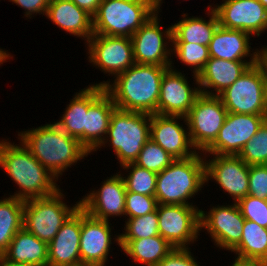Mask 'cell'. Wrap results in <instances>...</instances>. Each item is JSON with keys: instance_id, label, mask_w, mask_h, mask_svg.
Here are the masks:
<instances>
[{"instance_id": "1", "label": "cell", "mask_w": 267, "mask_h": 266, "mask_svg": "<svg viewBox=\"0 0 267 266\" xmlns=\"http://www.w3.org/2000/svg\"><path fill=\"white\" fill-rule=\"evenodd\" d=\"M168 68L135 63L112 80L89 85L103 86L118 109L157 114L161 81Z\"/></svg>"}, {"instance_id": "2", "label": "cell", "mask_w": 267, "mask_h": 266, "mask_svg": "<svg viewBox=\"0 0 267 266\" xmlns=\"http://www.w3.org/2000/svg\"><path fill=\"white\" fill-rule=\"evenodd\" d=\"M16 138L57 180L68 168L91 155L78 139L66 134L53 122L18 131Z\"/></svg>"}, {"instance_id": "3", "label": "cell", "mask_w": 267, "mask_h": 266, "mask_svg": "<svg viewBox=\"0 0 267 266\" xmlns=\"http://www.w3.org/2000/svg\"><path fill=\"white\" fill-rule=\"evenodd\" d=\"M0 167L19 187L8 196L26 201L53 195L61 189L57 178L36 160L21 141L15 144L9 138L0 139Z\"/></svg>"}, {"instance_id": "4", "label": "cell", "mask_w": 267, "mask_h": 266, "mask_svg": "<svg viewBox=\"0 0 267 266\" xmlns=\"http://www.w3.org/2000/svg\"><path fill=\"white\" fill-rule=\"evenodd\" d=\"M205 185L204 155L197 152L187 159H175L157 173L155 198L162 205L196 206L190 199L202 192Z\"/></svg>"}, {"instance_id": "5", "label": "cell", "mask_w": 267, "mask_h": 266, "mask_svg": "<svg viewBox=\"0 0 267 266\" xmlns=\"http://www.w3.org/2000/svg\"><path fill=\"white\" fill-rule=\"evenodd\" d=\"M164 0H102L93 16V33L131 36L157 11Z\"/></svg>"}, {"instance_id": "6", "label": "cell", "mask_w": 267, "mask_h": 266, "mask_svg": "<svg viewBox=\"0 0 267 266\" xmlns=\"http://www.w3.org/2000/svg\"><path fill=\"white\" fill-rule=\"evenodd\" d=\"M150 123L151 114L115 108L106 138L95 151L111 146L120 167L134 163L150 139Z\"/></svg>"}, {"instance_id": "7", "label": "cell", "mask_w": 267, "mask_h": 266, "mask_svg": "<svg viewBox=\"0 0 267 266\" xmlns=\"http://www.w3.org/2000/svg\"><path fill=\"white\" fill-rule=\"evenodd\" d=\"M63 189L53 195L24 202L23 227L39 240L49 244L63 223L80 206V200L71 206L66 202Z\"/></svg>"}, {"instance_id": "8", "label": "cell", "mask_w": 267, "mask_h": 266, "mask_svg": "<svg viewBox=\"0 0 267 266\" xmlns=\"http://www.w3.org/2000/svg\"><path fill=\"white\" fill-rule=\"evenodd\" d=\"M160 12L157 11L130 38L136 64L171 67L172 24L163 29Z\"/></svg>"}, {"instance_id": "9", "label": "cell", "mask_w": 267, "mask_h": 266, "mask_svg": "<svg viewBox=\"0 0 267 266\" xmlns=\"http://www.w3.org/2000/svg\"><path fill=\"white\" fill-rule=\"evenodd\" d=\"M219 97L228 112L267 115V85L255 65L249 66Z\"/></svg>"}, {"instance_id": "10", "label": "cell", "mask_w": 267, "mask_h": 266, "mask_svg": "<svg viewBox=\"0 0 267 266\" xmlns=\"http://www.w3.org/2000/svg\"><path fill=\"white\" fill-rule=\"evenodd\" d=\"M227 109L219 96L200 94L186 116L189 137L198 152H204L217 138Z\"/></svg>"}, {"instance_id": "11", "label": "cell", "mask_w": 267, "mask_h": 266, "mask_svg": "<svg viewBox=\"0 0 267 266\" xmlns=\"http://www.w3.org/2000/svg\"><path fill=\"white\" fill-rule=\"evenodd\" d=\"M200 211L198 206L158 204L159 235L173 248H190L200 239Z\"/></svg>"}, {"instance_id": "12", "label": "cell", "mask_w": 267, "mask_h": 266, "mask_svg": "<svg viewBox=\"0 0 267 266\" xmlns=\"http://www.w3.org/2000/svg\"><path fill=\"white\" fill-rule=\"evenodd\" d=\"M85 48L88 62L112 79L135 64L129 37L93 34Z\"/></svg>"}, {"instance_id": "13", "label": "cell", "mask_w": 267, "mask_h": 266, "mask_svg": "<svg viewBox=\"0 0 267 266\" xmlns=\"http://www.w3.org/2000/svg\"><path fill=\"white\" fill-rule=\"evenodd\" d=\"M210 206L208 212L201 208V232L209 234L216 248L231 252L241 241L245 218L235 202Z\"/></svg>"}, {"instance_id": "14", "label": "cell", "mask_w": 267, "mask_h": 266, "mask_svg": "<svg viewBox=\"0 0 267 266\" xmlns=\"http://www.w3.org/2000/svg\"><path fill=\"white\" fill-rule=\"evenodd\" d=\"M204 161L207 186L214 181L235 203L248 195L249 165L238 155H204Z\"/></svg>"}, {"instance_id": "15", "label": "cell", "mask_w": 267, "mask_h": 266, "mask_svg": "<svg viewBox=\"0 0 267 266\" xmlns=\"http://www.w3.org/2000/svg\"><path fill=\"white\" fill-rule=\"evenodd\" d=\"M177 70L172 62L164 74L160 86L157 114L186 117L201 94L198 77H192L193 85L189 84L187 73ZM196 86H195V85ZM194 86V87H193Z\"/></svg>"}, {"instance_id": "16", "label": "cell", "mask_w": 267, "mask_h": 266, "mask_svg": "<svg viewBox=\"0 0 267 266\" xmlns=\"http://www.w3.org/2000/svg\"><path fill=\"white\" fill-rule=\"evenodd\" d=\"M113 227L109 221L96 219L81 208L80 263L108 266L111 245L116 242L119 246L120 242L119 233L113 236Z\"/></svg>"}, {"instance_id": "17", "label": "cell", "mask_w": 267, "mask_h": 266, "mask_svg": "<svg viewBox=\"0 0 267 266\" xmlns=\"http://www.w3.org/2000/svg\"><path fill=\"white\" fill-rule=\"evenodd\" d=\"M212 4L207 9L215 10L221 27L247 32L253 38L266 32L267 9L258 0H222Z\"/></svg>"}, {"instance_id": "18", "label": "cell", "mask_w": 267, "mask_h": 266, "mask_svg": "<svg viewBox=\"0 0 267 266\" xmlns=\"http://www.w3.org/2000/svg\"><path fill=\"white\" fill-rule=\"evenodd\" d=\"M266 119L267 115L228 112L217 138L203 155H238Z\"/></svg>"}, {"instance_id": "19", "label": "cell", "mask_w": 267, "mask_h": 266, "mask_svg": "<svg viewBox=\"0 0 267 266\" xmlns=\"http://www.w3.org/2000/svg\"><path fill=\"white\" fill-rule=\"evenodd\" d=\"M99 189L93 188L80 200V207L90 216L110 221L111 217H124L126 205V185L118 173L107 176Z\"/></svg>"}, {"instance_id": "20", "label": "cell", "mask_w": 267, "mask_h": 266, "mask_svg": "<svg viewBox=\"0 0 267 266\" xmlns=\"http://www.w3.org/2000/svg\"><path fill=\"white\" fill-rule=\"evenodd\" d=\"M150 139L173 159H187L198 152L190 141L187 119L183 116L151 114Z\"/></svg>"}, {"instance_id": "21", "label": "cell", "mask_w": 267, "mask_h": 266, "mask_svg": "<svg viewBox=\"0 0 267 266\" xmlns=\"http://www.w3.org/2000/svg\"><path fill=\"white\" fill-rule=\"evenodd\" d=\"M116 108L103 86L88 85V111L86 115V149L90 154L105 140L110 119Z\"/></svg>"}, {"instance_id": "22", "label": "cell", "mask_w": 267, "mask_h": 266, "mask_svg": "<svg viewBox=\"0 0 267 266\" xmlns=\"http://www.w3.org/2000/svg\"><path fill=\"white\" fill-rule=\"evenodd\" d=\"M81 207L63 223L48 244V266H68L80 263Z\"/></svg>"}, {"instance_id": "23", "label": "cell", "mask_w": 267, "mask_h": 266, "mask_svg": "<svg viewBox=\"0 0 267 266\" xmlns=\"http://www.w3.org/2000/svg\"><path fill=\"white\" fill-rule=\"evenodd\" d=\"M254 63L255 61H229L209 58L197 76L201 93L219 96Z\"/></svg>"}, {"instance_id": "24", "label": "cell", "mask_w": 267, "mask_h": 266, "mask_svg": "<svg viewBox=\"0 0 267 266\" xmlns=\"http://www.w3.org/2000/svg\"><path fill=\"white\" fill-rule=\"evenodd\" d=\"M46 18L59 29L86 43L93 33V17L71 0H50Z\"/></svg>"}, {"instance_id": "25", "label": "cell", "mask_w": 267, "mask_h": 266, "mask_svg": "<svg viewBox=\"0 0 267 266\" xmlns=\"http://www.w3.org/2000/svg\"><path fill=\"white\" fill-rule=\"evenodd\" d=\"M251 38L247 32L219 25L208 46L209 57L229 61H255L256 49L251 47Z\"/></svg>"}, {"instance_id": "26", "label": "cell", "mask_w": 267, "mask_h": 266, "mask_svg": "<svg viewBox=\"0 0 267 266\" xmlns=\"http://www.w3.org/2000/svg\"><path fill=\"white\" fill-rule=\"evenodd\" d=\"M1 258L12 264L48 266V244L23 227L14 235Z\"/></svg>"}, {"instance_id": "27", "label": "cell", "mask_w": 267, "mask_h": 266, "mask_svg": "<svg viewBox=\"0 0 267 266\" xmlns=\"http://www.w3.org/2000/svg\"><path fill=\"white\" fill-rule=\"evenodd\" d=\"M204 17L181 14L182 19L172 24V42H188L209 46L214 32L219 26L215 10L207 9Z\"/></svg>"}, {"instance_id": "28", "label": "cell", "mask_w": 267, "mask_h": 266, "mask_svg": "<svg viewBox=\"0 0 267 266\" xmlns=\"http://www.w3.org/2000/svg\"><path fill=\"white\" fill-rule=\"evenodd\" d=\"M120 251L130 257L132 263L142 266L158 265L174 248L160 235L142 239H120Z\"/></svg>"}, {"instance_id": "29", "label": "cell", "mask_w": 267, "mask_h": 266, "mask_svg": "<svg viewBox=\"0 0 267 266\" xmlns=\"http://www.w3.org/2000/svg\"><path fill=\"white\" fill-rule=\"evenodd\" d=\"M232 252L235 261L263 265L267 261V228L245 219L241 241Z\"/></svg>"}, {"instance_id": "30", "label": "cell", "mask_w": 267, "mask_h": 266, "mask_svg": "<svg viewBox=\"0 0 267 266\" xmlns=\"http://www.w3.org/2000/svg\"><path fill=\"white\" fill-rule=\"evenodd\" d=\"M64 108L60 119L54 123L66 134L76 138L86 148V115L88 111V86L79 89Z\"/></svg>"}, {"instance_id": "31", "label": "cell", "mask_w": 267, "mask_h": 266, "mask_svg": "<svg viewBox=\"0 0 267 266\" xmlns=\"http://www.w3.org/2000/svg\"><path fill=\"white\" fill-rule=\"evenodd\" d=\"M24 202L5 195L0 199V257L7 250L14 235L23 228Z\"/></svg>"}, {"instance_id": "32", "label": "cell", "mask_w": 267, "mask_h": 266, "mask_svg": "<svg viewBox=\"0 0 267 266\" xmlns=\"http://www.w3.org/2000/svg\"><path fill=\"white\" fill-rule=\"evenodd\" d=\"M120 168L127 172L122 173V170H119L120 174L124 176L123 179L127 191L155 197L157 180L156 172L147 170L135 163L125 164Z\"/></svg>"}, {"instance_id": "33", "label": "cell", "mask_w": 267, "mask_h": 266, "mask_svg": "<svg viewBox=\"0 0 267 266\" xmlns=\"http://www.w3.org/2000/svg\"><path fill=\"white\" fill-rule=\"evenodd\" d=\"M172 58H178L181 64L191 68L192 76H198L210 57L208 46L188 42H172Z\"/></svg>"}, {"instance_id": "34", "label": "cell", "mask_w": 267, "mask_h": 266, "mask_svg": "<svg viewBox=\"0 0 267 266\" xmlns=\"http://www.w3.org/2000/svg\"><path fill=\"white\" fill-rule=\"evenodd\" d=\"M157 208L144 216L127 218L120 239H142L159 235Z\"/></svg>"}, {"instance_id": "35", "label": "cell", "mask_w": 267, "mask_h": 266, "mask_svg": "<svg viewBox=\"0 0 267 266\" xmlns=\"http://www.w3.org/2000/svg\"><path fill=\"white\" fill-rule=\"evenodd\" d=\"M238 156L247 165L267 164V119L251 140L243 146Z\"/></svg>"}, {"instance_id": "36", "label": "cell", "mask_w": 267, "mask_h": 266, "mask_svg": "<svg viewBox=\"0 0 267 266\" xmlns=\"http://www.w3.org/2000/svg\"><path fill=\"white\" fill-rule=\"evenodd\" d=\"M174 160L175 159H173L157 143L152 139H149L141 149L139 156L134 163L147 170L159 173L168 167Z\"/></svg>"}, {"instance_id": "37", "label": "cell", "mask_w": 267, "mask_h": 266, "mask_svg": "<svg viewBox=\"0 0 267 266\" xmlns=\"http://www.w3.org/2000/svg\"><path fill=\"white\" fill-rule=\"evenodd\" d=\"M246 220H251L259 226L267 228V200L247 195L237 202Z\"/></svg>"}, {"instance_id": "38", "label": "cell", "mask_w": 267, "mask_h": 266, "mask_svg": "<svg viewBox=\"0 0 267 266\" xmlns=\"http://www.w3.org/2000/svg\"><path fill=\"white\" fill-rule=\"evenodd\" d=\"M155 197L129 192L126 190L125 219L144 216L157 208Z\"/></svg>"}, {"instance_id": "39", "label": "cell", "mask_w": 267, "mask_h": 266, "mask_svg": "<svg viewBox=\"0 0 267 266\" xmlns=\"http://www.w3.org/2000/svg\"><path fill=\"white\" fill-rule=\"evenodd\" d=\"M248 194L267 200V164L249 165Z\"/></svg>"}, {"instance_id": "40", "label": "cell", "mask_w": 267, "mask_h": 266, "mask_svg": "<svg viewBox=\"0 0 267 266\" xmlns=\"http://www.w3.org/2000/svg\"><path fill=\"white\" fill-rule=\"evenodd\" d=\"M190 248H174L158 265L156 266H201L197 262ZM203 266V265H202Z\"/></svg>"}, {"instance_id": "41", "label": "cell", "mask_w": 267, "mask_h": 266, "mask_svg": "<svg viewBox=\"0 0 267 266\" xmlns=\"http://www.w3.org/2000/svg\"><path fill=\"white\" fill-rule=\"evenodd\" d=\"M12 4L24 9V16L26 19H33L32 17L46 14L50 0H9Z\"/></svg>"}, {"instance_id": "42", "label": "cell", "mask_w": 267, "mask_h": 266, "mask_svg": "<svg viewBox=\"0 0 267 266\" xmlns=\"http://www.w3.org/2000/svg\"><path fill=\"white\" fill-rule=\"evenodd\" d=\"M262 46L261 48L256 47L254 65L259 69L267 85V44Z\"/></svg>"}, {"instance_id": "43", "label": "cell", "mask_w": 267, "mask_h": 266, "mask_svg": "<svg viewBox=\"0 0 267 266\" xmlns=\"http://www.w3.org/2000/svg\"><path fill=\"white\" fill-rule=\"evenodd\" d=\"M75 5L85 10L92 17L96 14L102 0H71Z\"/></svg>"}, {"instance_id": "44", "label": "cell", "mask_w": 267, "mask_h": 266, "mask_svg": "<svg viewBox=\"0 0 267 266\" xmlns=\"http://www.w3.org/2000/svg\"><path fill=\"white\" fill-rule=\"evenodd\" d=\"M10 59H13V56L11 55L10 52H8V50L6 49H2L0 47V66H2L4 63H7L10 61ZM9 60V61H7Z\"/></svg>"}, {"instance_id": "45", "label": "cell", "mask_w": 267, "mask_h": 266, "mask_svg": "<svg viewBox=\"0 0 267 266\" xmlns=\"http://www.w3.org/2000/svg\"><path fill=\"white\" fill-rule=\"evenodd\" d=\"M230 266H262L261 264L258 263H248V262H238V261H232Z\"/></svg>"}, {"instance_id": "46", "label": "cell", "mask_w": 267, "mask_h": 266, "mask_svg": "<svg viewBox=\"0 0 267 266\" xmlns=\"http://www.w3.org/2000/svg\"><path fill=\"white\" fill-rule=\"evenodd\" d=\"M0 266H37V265H27V264L26 265H20V264L7 263L0 257Z\"/></svg>"}, {"instance_id": "47", "label": "cell", "mask_w": 267, "mask_h": 266, "mask_svg": "<svg viewBox=\"0 0 267 266\" xmlns=\"http://www.w3.org/2000/svg\"><path fill=\"white\" fill-rule=\"evenodd\" d=\"M267 9V0H258Z\"/></svg>"}, {"instance_id": "48", "label": "cell", "mask_w": 267, "mask_h": 266, "mask_svg": "<svg viewBox=\"0 0 267 266\" xmlns=\"http://www.w3.org/2000/svg\"><path fill=\"white\" fill-rule=\"evenodd\" d=\"M68 266H91V265H86V264H83V263H79V264H76V265H68Z\"/></svg>"}]
</instances>
